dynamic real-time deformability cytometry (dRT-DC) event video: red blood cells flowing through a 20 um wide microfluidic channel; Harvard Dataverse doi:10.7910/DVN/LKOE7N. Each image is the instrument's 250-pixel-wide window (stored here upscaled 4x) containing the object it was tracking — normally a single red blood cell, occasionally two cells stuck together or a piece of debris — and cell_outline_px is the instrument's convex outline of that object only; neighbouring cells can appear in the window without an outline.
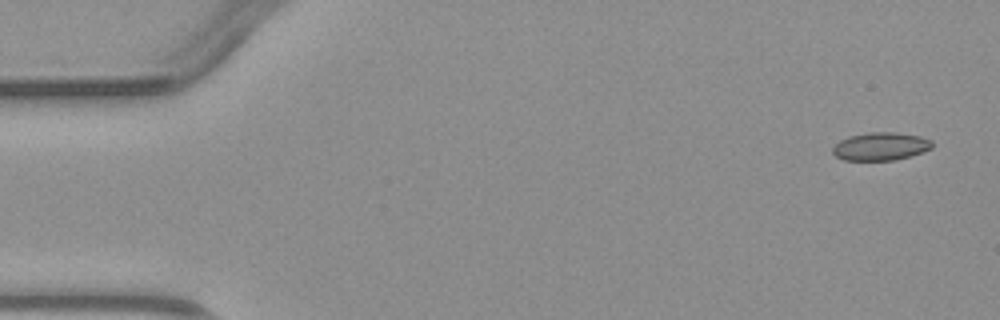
{"species": "common noctule bat (a hibernating species)", "species_latin": "Nyctalus noctula", "temperature_condition": "warm", "stored_images_in_passage": 4, "camera_frame_rate_fps": 3000, "um_per_image_px": 0.085, "animal": {"sex": "male", "body_mass_g": 23.1, "forearm_length_mm": 52.7}, "frame": {"image": 1, "passage_image": 1, "time_ms": 0.0, "image_size_px": [1000, 320], "cell_outline_px": [[932, 148], [912, 156], [896, 160], [844, 160], [836, 156], [832, 152], [832, 148], [840, 140], [848, 136], [868, 132], [896, 132], [920, 136], [932, 140]], "centroid_in_image_um": [74.86, 12.44], "position_along_channel_um": 10.1, "area_um2": 16.36}}
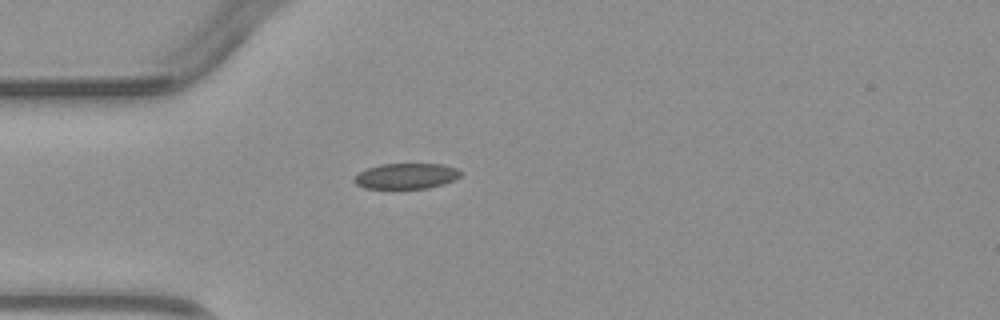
{"frame": {"image": 2, "passage_image": 4, "time_ms": 3.667, "image_size_px": [1000, 320], "cell_outline_px": [[460, 176], [444, 184], [428, 188], [364, 188], [356, 184], [352, 180], [360, 172], [368, 168], [380, 164], [444, 164], [456, 168], [460, 172]], "centroid_in_image_um": [34.52, 14.96], "position_along_channel_um": 50.5, "area_um2": 15.72}}